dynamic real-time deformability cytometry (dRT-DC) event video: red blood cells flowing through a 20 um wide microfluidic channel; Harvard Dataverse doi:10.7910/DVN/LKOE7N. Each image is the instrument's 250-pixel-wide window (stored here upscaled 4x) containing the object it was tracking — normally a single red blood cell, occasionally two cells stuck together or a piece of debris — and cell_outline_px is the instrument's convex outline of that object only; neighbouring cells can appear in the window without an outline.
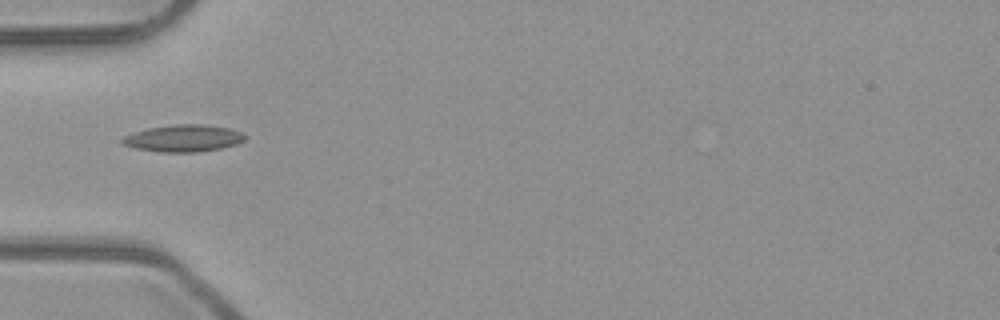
{"species": "common noctule bat (a hibernating species)", "species_latin": "Nyctalus noctula", "temperature_condition": "room temperature", "stored_images_in_passage": 3, "camera_frame_rate_fps": 3000, "um_per_image_px": 0.085, "animal": {"sex": "male", "body_mass_g": 23.1, "forearm_length_mm": 52.7}, "frame": {"image": 1, "passage_image": 1, "time_ms": 0.0, "image_size_px": [1000, 320], "cell_outline_px": [[244, 140], [236, 144], [220, 148], [196, 152], [160, 152], [136, 148], [124, 144], [120, 140], [124, 136], [148, 128], [176, 124], [208, 124], [228, 128], [244, 132]], "centroid_in_image_um": [15.62, 11.74], "position_along_channel_um": 69.4, "area_um2": 19.13}}
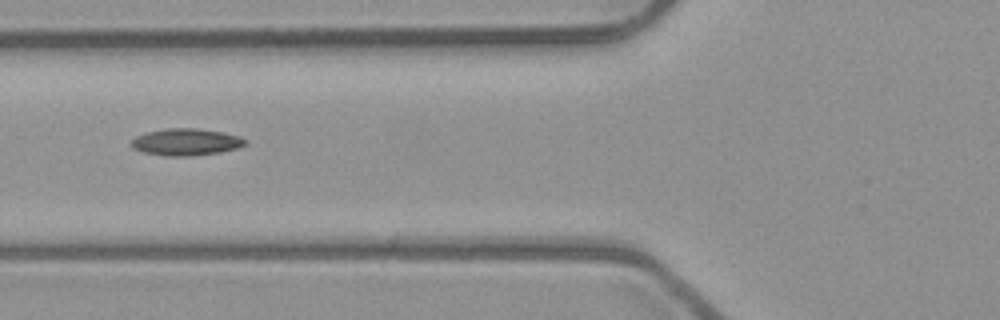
{"frame": {"image": 2, "passage_image": 2, "time_ms": 0.333, "image_size_px": [1000, 320], "cell_outline_px": [[248, 144], [236, 148], [220, 152], [188, 156], [164, 156], [144, 152], [132, 148], [132, 140], [136, 136], [148, 132], [164, 128], [196, 128], [224, 132], [240, 136], [248, 140]], "centroid_in_image_um": [15.85, 12.06], "position_along_channel_um": 110.0, "area_um2": 17.92}}
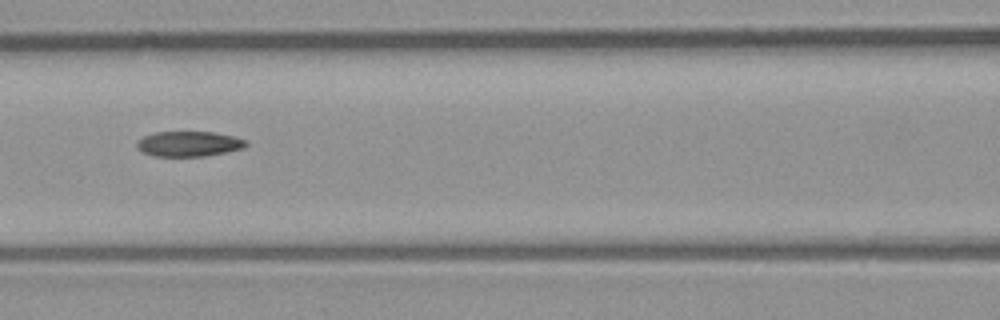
{"frame": {"image": 3, "passage_image": 3, "time_ms": 0.667, "image_size_px": [1000, 320], "cell_outline_px": [[248, 144], [244, 148], [204, 156], [152, 156], [144, 152], [136, 144], [144, 136], [156, 132], [212, 132], [232, 136], [244, 140]], "centroid_in_image_um": [16.06, 12.23], "position_along_channel_um": 150.5, "area_um2": 15.66}}